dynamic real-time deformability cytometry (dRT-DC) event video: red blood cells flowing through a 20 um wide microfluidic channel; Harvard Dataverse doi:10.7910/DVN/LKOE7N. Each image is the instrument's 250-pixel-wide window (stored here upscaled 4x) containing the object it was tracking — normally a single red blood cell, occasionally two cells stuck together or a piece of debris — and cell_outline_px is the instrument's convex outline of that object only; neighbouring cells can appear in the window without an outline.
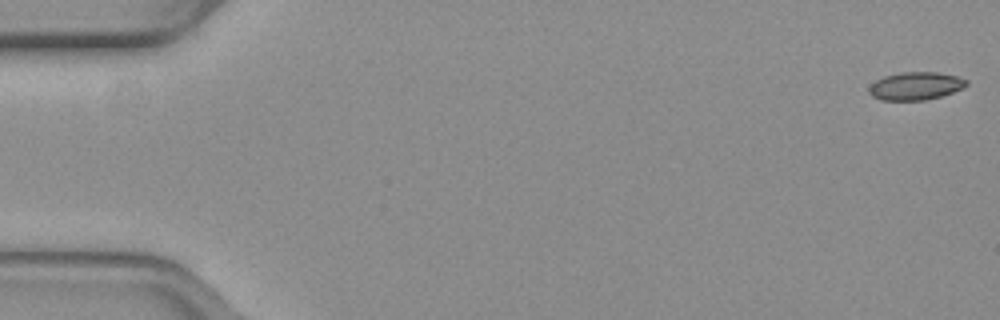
{"species": "common noctule bat (a hibernating species)", "species_latin": "Nyctalus noctula", "temperature_condition": "warm", "stored_images_in_passage": 48, "camera_frame_rate_fps": 3000, "um_per_image_px": 0.085, "animal": {"sex": "female", "body_mass_g": 19.3, "forearm_length_mm": 54.1}, "frame": {"image": 1, "passage_image": 1, "time_ms": 0.0, "image_size_px": [1000, 320], "cell_outline_px": [[968, 84], [952, 92], [940, 96], [924, 100], [880, 100], [872, 96], [868, 92], [868, 88], [876, 80], [884, 76], [900, 72], [936, 72], [956, 76], [968, 80]], "centroid_in_image_um": [77.79, 7.3], "position_along_channel_um": 7.2, "area_um2": 15.72}}
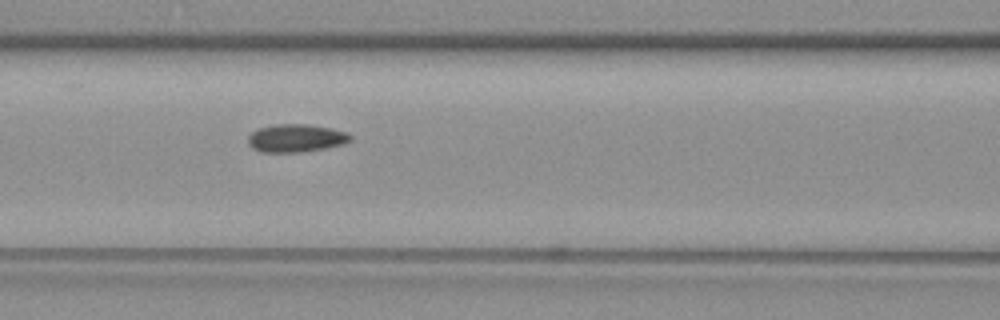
{"frame": {"image": 2, "passage_image": 23, "time_ms": 7.333, "image_size_px": [1000, 320], "cell_outline_px": [[352, 140], [340, 144], [324, 148], [300, 152], [260, 152], [252, 148], [248, 144], [248, 136], [252, 132], [260, 128], [276, 124], [308, 124], [332, 128], [348, 132], [352, 136]], "centroid_in_image_um": [25.15, 11.73], "position_along_channel_um": 141.4, "area_um2": 16.65}}
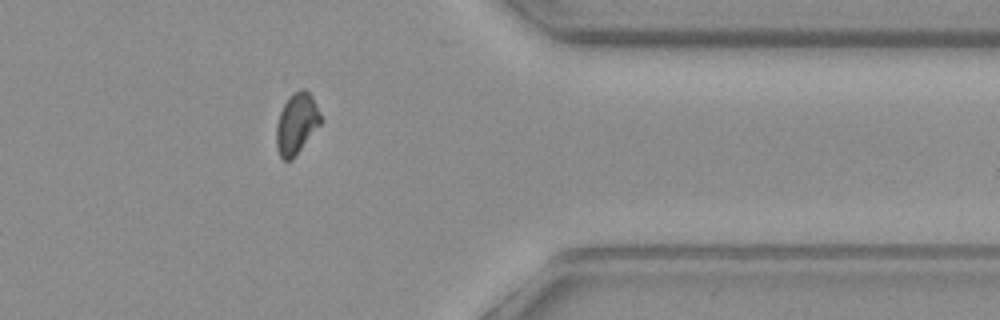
{"frame": {"image": 3, "passage_image": 43, "time_ms": 14.0, "image_size_px": [1000, 320], "cell_outline_px": [[324, 120], [292, 160], [284, 160], [280, 156], [276, 148], [276, 124], [280, 112], [288, 96], [292, 92], [300, 88], [304, 88], [312, 96]], "centroid_in_image_um": [25.21, 10.48], "position_along_channel_um": 386.2, "area_um2": 16.01}}